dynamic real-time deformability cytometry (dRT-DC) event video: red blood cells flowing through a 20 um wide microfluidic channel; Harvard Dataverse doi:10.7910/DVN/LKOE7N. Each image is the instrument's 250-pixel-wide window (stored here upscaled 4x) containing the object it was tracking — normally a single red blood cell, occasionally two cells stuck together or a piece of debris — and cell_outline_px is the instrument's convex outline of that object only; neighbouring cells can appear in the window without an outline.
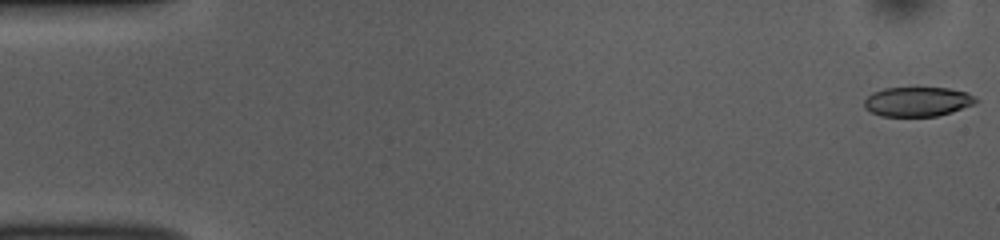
{"species": "common noctule bat (a hibernating species)", "species_latin": "Nyctalus noctula", "temperature_condition": "room temperature", "stored_images_in_passage": 52, "camera_frame_rate_fps": 3000, "um_per_image_px": 0.085, "animal": {"sex": "female", "body_mass_g": 10.0, "forearm_length_mm": 53.1}, "frame": {"image": 1, "passage_image": 1, "time_ms": 0.0, "image_size_px": [1000, 240], "cell_outline_px": [[980, 100], [976, 104], [952, 112], [936, 116], [880, 116], [864, 108], [864, 100], [872, 92], [884, 88], [948, 88], [968, 92]], "centroid_in_image_um": [78.02, 8.64], "position_along_channel_um": 7.0, "area_um2": 19.36}}
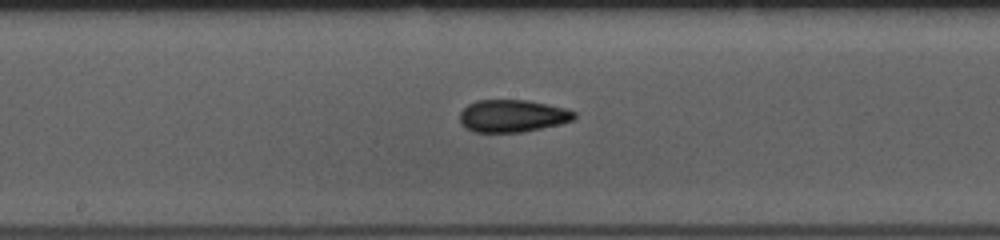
{"frame": {"image": 2, "passage_image": 27, "time_ms": 8.667, "image_size_px": [1000, 240], "cell_outline_px": [[576, 116], [572, 120], [560, 124], [524, 132], [476, 132], [464, 128], [460, 124], [460, 112], [468, 104], [476, 100], [528, 100], [564, 108], [576, 112]], "centroid_in_image_um": [43.53, 9.85], "position_along_channel_um": 204.7, "area_um2": 21.68}}
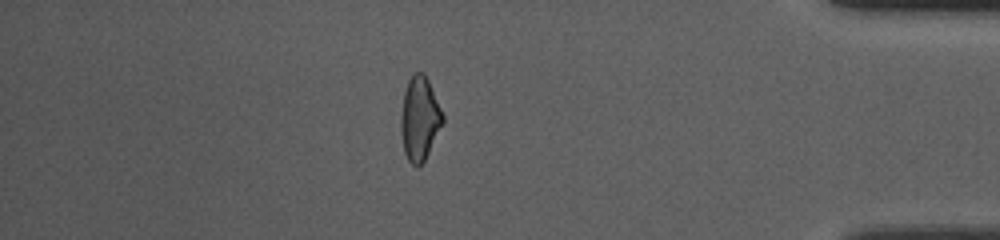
{"frame": {"image": 3, "passage_image": 45, "time_ms": 14.667, "image_size_px": [1000, 240], "cell_outline_px": [[444, 120], [424, 160], [416, 168], [408, 160], [404, 152], [400, 132], [400, 116], [404, 92], [408, 80], [412, 72], [424, 72], [428, 80], [444, 116]], "centroid_in_image_um": [35.64, 10.06], "position_along_channel_um": 399.6, "area_um2": 20.35}, "authors_computed_cell_mechanics": {"area_um2": 20.9525, "velocity_mm_per_s": 3.8661, "shape_relaxation_time_tau1_ms": 5.3217, "shape_relaxation_time_tau2_ms": 2.6307, "deformation_change_tau1": 0.1535, "deformation_change_tau2": 0.0965}}